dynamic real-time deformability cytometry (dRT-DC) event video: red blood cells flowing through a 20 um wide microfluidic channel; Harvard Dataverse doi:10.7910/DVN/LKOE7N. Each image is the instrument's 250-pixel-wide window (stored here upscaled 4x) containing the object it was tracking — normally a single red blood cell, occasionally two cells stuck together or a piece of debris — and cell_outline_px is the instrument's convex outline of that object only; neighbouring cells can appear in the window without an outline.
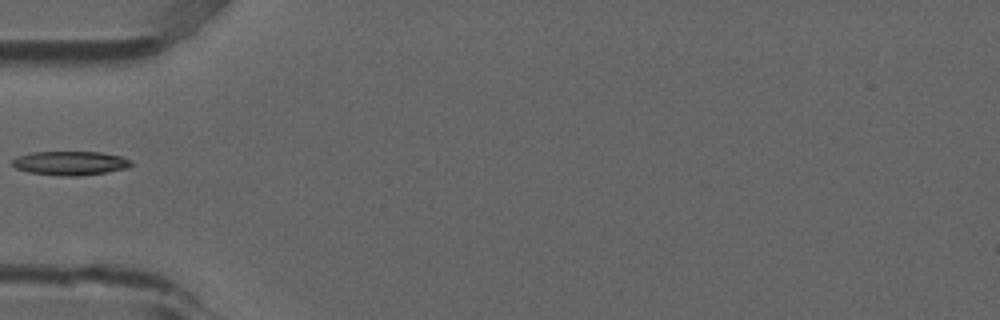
{"species": "common noctule bat (a hibernating species)", "species_latin": "Nyctalus noctula", "temperature_condition": "room temperature", "stored_images_in_passage": 6, "camera_frame_rate_fps": 3000, "um_per_image_px": 0.085, "animal": {"sex": "male", "forearm_length_mm": 52.5}, "frame": {"image": 1, "passage_image": 5, "time_ms": 1.333, "image_size_px": [1000, 320], "cell_outline_px": [[132, 164], [128, 168], [104, 172], [76, 176], [60, 176], [28, 172], [16, 168], [12, 164], [12, 160], [20, 156], [32, 152], [100, 152], [120, 156], [132, 160]], "centroid_in_image_um": [5.98, 13.87], "position_along_channel_um": 79.0, "area_um2": 16.47}}
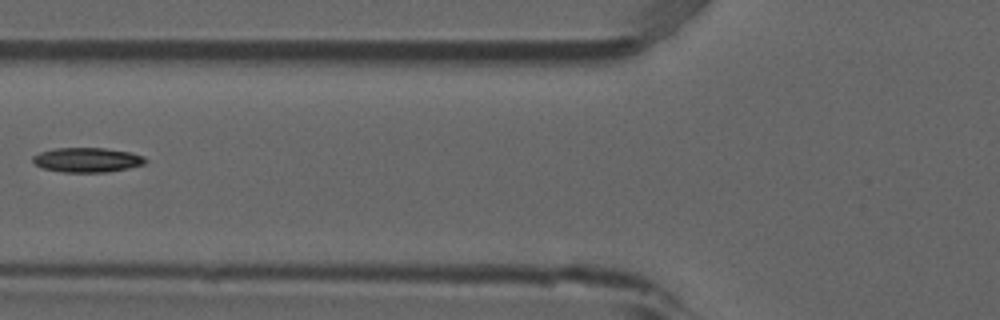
{"frame": {"image": 2, "passage_image": 6, "time_ms": 1.667, "image_size_px": [1000, 320], "cell_outline_px": [[148, 160], [144, 164], [128, 168], [108, 172], [60, 172], [40, 168], [32, 160], [32, 156], [40, 152], [56, 148], [104, 148], [132, 152], [144, 156]], "centroid_in_image_um": [7.41, 13.59], "position_along_channel_um": 118.4, "area_um2": 16.3}}